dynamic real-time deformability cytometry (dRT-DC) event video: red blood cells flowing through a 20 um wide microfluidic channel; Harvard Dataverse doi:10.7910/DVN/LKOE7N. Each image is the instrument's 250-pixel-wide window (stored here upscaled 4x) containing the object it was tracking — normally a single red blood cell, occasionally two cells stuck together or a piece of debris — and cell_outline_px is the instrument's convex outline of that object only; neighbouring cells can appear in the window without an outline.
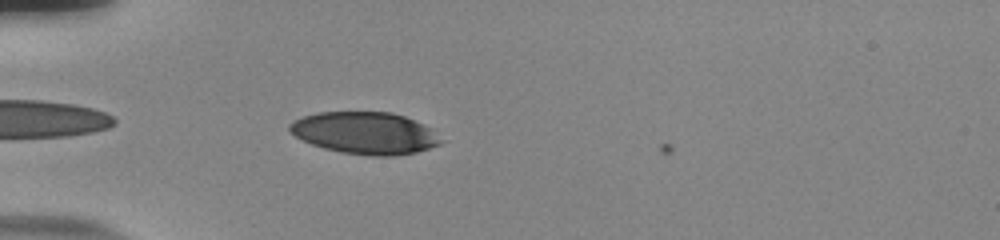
{"species": "human", "species_latin": "Homo sapiens", "temperature_condition": "room temperature", "stored_images_in_passage": 40, "camera_frame_rate_fps": 3000, "um_per_image_px": 0.085, "donor": {"sex": "male"}, "frame": {"image": 1, "passage_image": 2, "time_ms": 0.333, "image_size_px": [1000, 240], "cell_outline_px": [[444, 140], [440, 144], [416, 152], [396, 156], [368, 156], [340, 152], [324, 148], [312, 144], [288, 132], [288, 124], [292, 120], [304, 116], [320, 112], [392, 112], [404, 116], [428, 128]], "centroid_in_image_um": [30.98, 11.31], "position_along_channel_um": 54.0, "area_um2": 36.93}}
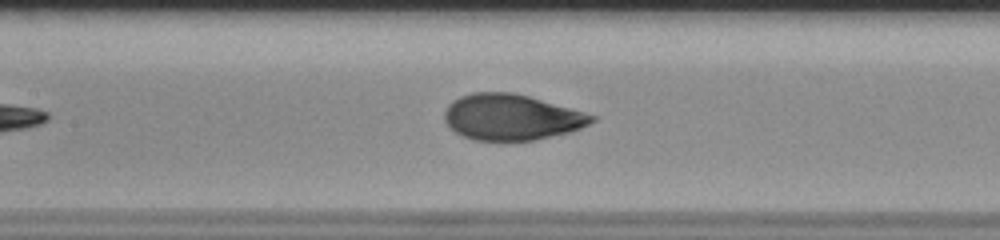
{"frame": {"image": 2, "passage_image": 12, "time_ms": 3.667, "image_size_px": [1000, 240], "cell_outline_px": [[596, 120], [580, 128], [568, 132], [536, 140], [504, 144], [472, 140], [456, 132], [444, 120], [444, 112], [448, 104], [452, 100], [460, 96], [472, 92], [512, 92], [528, 96], [596, 116]], "centroid_in_image_um": [43.41, 10.0], "position_along_channel_um": 164.0, "area_um2": 39.94}}
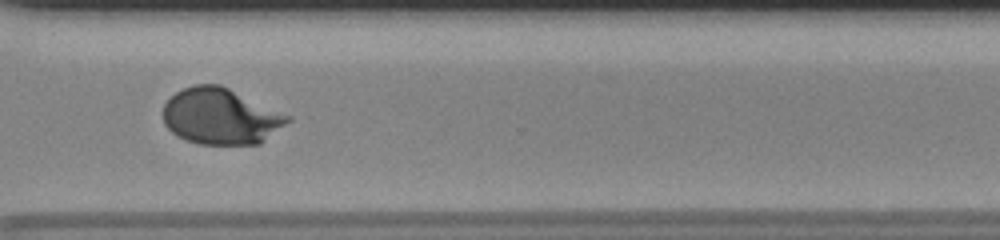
{"frame": {"image": 3, "passage_image": 27, "time_ms": 8.667, "image_size_px": [1000, 240], "cell_outline_px": [[292, 120], [260, 144], [200, 144], [188, 140], [172, 132], [164, 124], [164, 104], [176, 92], [192, 84], [220, 84], [292, 116]], "centroid_in_image_um": [18.79, 9.88], "position_along_channel_um": 351.8, "area_um2": 40.69}, "authors_computed_cell_mechanics": {"area_um2": 39.9687, "velocity_mm_per_s": 3.763, "shape_relaxation_time_tau1_ms": 3.6135, "shape_relaxation_time_tau2_ms": null, "deformation_change_tau1": 0.1889, "deformation_change_tau2": null}}